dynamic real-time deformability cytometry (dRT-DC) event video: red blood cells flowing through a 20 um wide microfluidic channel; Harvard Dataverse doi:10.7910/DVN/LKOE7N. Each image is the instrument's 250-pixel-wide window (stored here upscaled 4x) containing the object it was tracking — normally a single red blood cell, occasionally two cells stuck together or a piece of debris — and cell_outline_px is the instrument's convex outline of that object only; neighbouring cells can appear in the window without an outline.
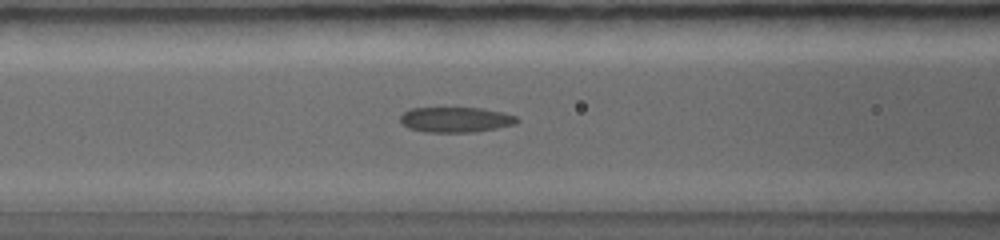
{"species": "common noctule bat (a hibernating species)", "species_latin": "Nyctalus noctula", "temperature_condition": "warm", "stored_images_in_passage": 7, "camera_frame_rate_fps": 5000, "um_per_image_px": 0.085, "animal": {"sex": "female", "body_mass_g": 19.0, "forearm_length_mm": 56.7}, "frame": {"image": 1, "passage_image": 6, "time_ms": 1.6, "image_size_px": [1000, 240], "cell_outline_px": [[520, 120], [516, 124], [496, 128], [472, 132], [424, 132], [408, 128], [400, 120], [400, 116], [408, 108], [484, 108], [504, 112], [516, 116]], "centroid_in_image_um": [38.75, 10.16], "position_along_channel_um": 127.8, "area_um2": 17.28}}